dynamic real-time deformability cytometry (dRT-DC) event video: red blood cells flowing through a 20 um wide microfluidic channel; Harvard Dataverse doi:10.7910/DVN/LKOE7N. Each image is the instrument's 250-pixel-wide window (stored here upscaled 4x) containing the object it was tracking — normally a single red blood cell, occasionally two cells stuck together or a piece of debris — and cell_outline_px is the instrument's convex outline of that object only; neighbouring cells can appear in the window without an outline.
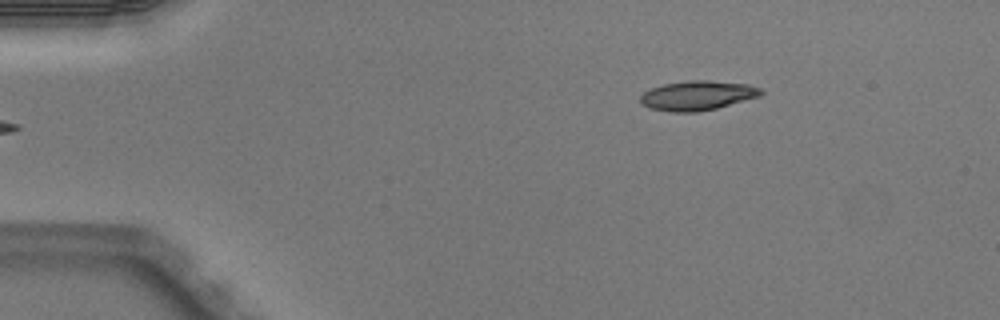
{"species": "Egyptian fruit bat (a non-hibernating species)", "species_latin": "Rousettus aegyptiacus", "temperature_condition": "warm", "stored_images_in_passage": 2, "camera_frame_rate_fps": 3000, "um_per_image_px": 0.085, "animal": {"sex": "male"}, "frame": {"image": 1, "passage_image": 2, "time_ms": 0.333, "image_size_px": [1000, 320], "cell_outline_px": [[764, 92], [760, 96], [716, 108], [696, 112], [668, 112], [648, 108], [640, 104], [640, 96], [644, 92], [652, 88], [664, 84], [688, 80], [708, 80], [748, 84], [760, 88]], "centroid_in_image_um": [59.25, 8.12], "position_along_channel_um": 25.7, "area_um2": 20.81}}